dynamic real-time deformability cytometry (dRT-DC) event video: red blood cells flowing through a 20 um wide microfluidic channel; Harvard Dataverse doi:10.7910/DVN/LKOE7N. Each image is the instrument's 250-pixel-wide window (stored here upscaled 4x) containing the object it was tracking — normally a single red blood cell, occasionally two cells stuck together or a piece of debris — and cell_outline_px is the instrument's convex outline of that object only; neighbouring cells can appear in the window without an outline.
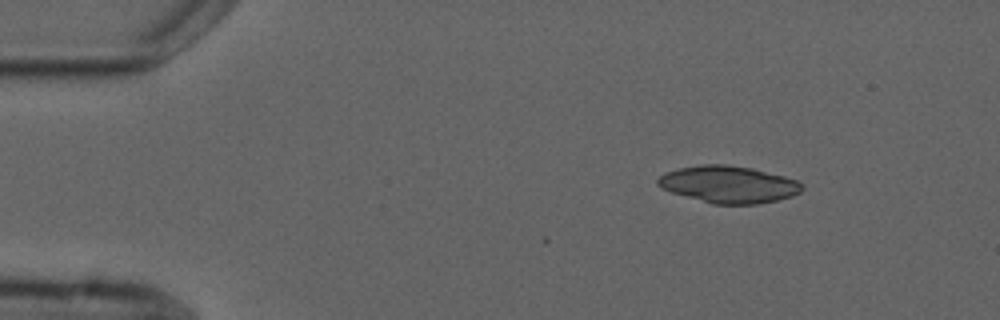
{"species": "common noctule bat (a hibernating species)", "species_latin": "Nyctalus noctula", "temperature_condition": "cold", "stored_images_in_passage": 3, "camera_frame_rate_fps": 3000, "um_per_image_px": 0.085, "animal": {"sex": "male", "forearm_length_mm": 52.5}, "frame": {"image": 1, "passage_image": 1, "time_ms": 0.0, "image_size_px": [1000, 320], "cell_outline_px": [[804, 188], [800, 192], [792, 196], [776, 200], [756, 204], [712, 204], [672, 192], [660, 188], [656, 184], [656, 180], [664, 172], [680, 168], [700, 164], [728, 164], [752, 168], [784, 176], [796, 180], [804, 184]], "centroid_in_image_um": [61.92, 15.66], "position_along_channel_um": 23.1, "area_um2": 31.21}}